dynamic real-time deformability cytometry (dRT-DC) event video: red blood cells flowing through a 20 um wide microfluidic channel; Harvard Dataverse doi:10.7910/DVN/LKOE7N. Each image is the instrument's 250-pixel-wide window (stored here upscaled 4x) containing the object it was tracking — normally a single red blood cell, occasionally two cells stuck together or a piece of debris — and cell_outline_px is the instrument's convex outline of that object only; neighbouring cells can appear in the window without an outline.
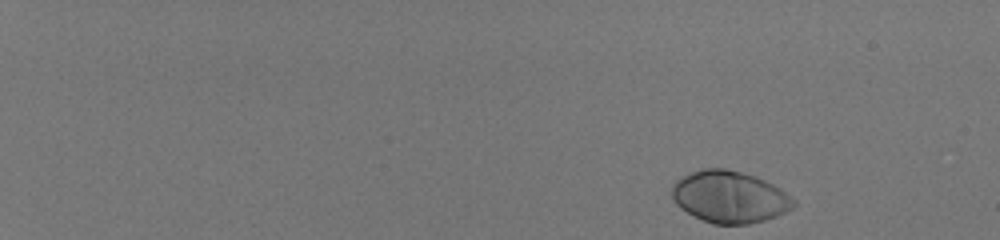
{"species": "human", "species_latin": "Homo sapiens", "temperature_condition": "room temperature", "stored_images_in_passage": 49, "camera_frame_rate_fps": 3000, "um_per_image_px": 0.085, "donor": {"sex": "male"}, "frame": {"image": 1, "passage_image": 1, "time_ms": 0.0, "image_size_px": [1000, 240], "cell_outline_px": [[796, 204], [792, 208], [776, 216], [764, 220], [748, 224], [712, 224], [680, 208], [676, 204], [672, 196], [672, 184], [676, 180], [700, 168], [724, 168], [756, 176], [780, 188], [796, 200]], "centroid_in_image_um": [62.02, 16.73], "position_along_channel_um": 23.0, "area_um2": 36.65}}
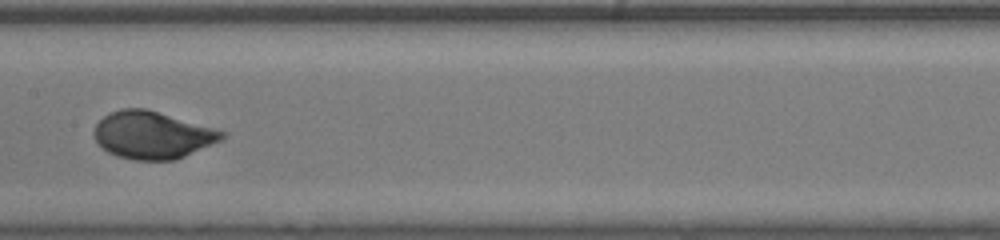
{"frame": {"image": 2, "passage_image": 28, "time_ms": 9.0, "image_size_px": [1000, 240], "cell_outline_px": [[224, 136], [220, 140], [176, 160], [136, 160], [116, 156], [108, 152], [96, 140], [92, 132], [96, 124], [108, 112], [120, 108], [148, 108], [212, 128], [224, 132]], "centroid_in_image_um": [12.89, 11.46], "position_along_channel_um": 194.5, "area_um2": 35.08}}
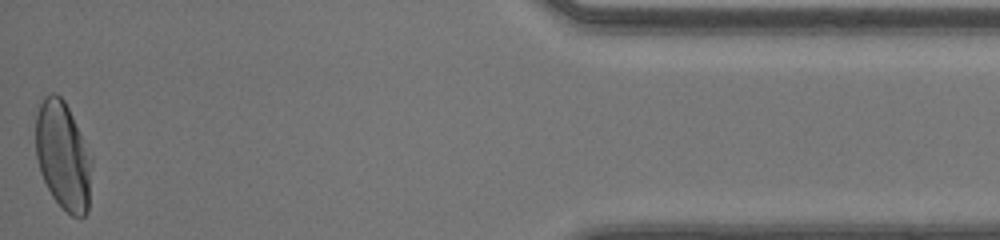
{"frame": {"image": 3, "passage_image": 49, "time_ms": 16.0, "image_size_px": [1000, 240], "cell_outline_px": [[92, 160], [88, 212], [84, 216], [72, 216], [52, 196], [40, 172], [36, 156], [36, 112], [44, 96], [52, 92], [56, 92], [64, 100], [92, 156]], "centroid_in_image_um": [5.36, 13.22], "position_along_channel_um": 429.8, "area_um2": 35.2}, "authors_computed_cell_mechanics": {"area_um2": 34.9112, "velocity_mm_per_s": 4.108, "shape_relaxation_time_tau1_ms": 2.3811, "shape_relaxation_time_tau2_ms": null, "deformation_change_tau1": 0.1648, "deformation_change_tau2": null}}